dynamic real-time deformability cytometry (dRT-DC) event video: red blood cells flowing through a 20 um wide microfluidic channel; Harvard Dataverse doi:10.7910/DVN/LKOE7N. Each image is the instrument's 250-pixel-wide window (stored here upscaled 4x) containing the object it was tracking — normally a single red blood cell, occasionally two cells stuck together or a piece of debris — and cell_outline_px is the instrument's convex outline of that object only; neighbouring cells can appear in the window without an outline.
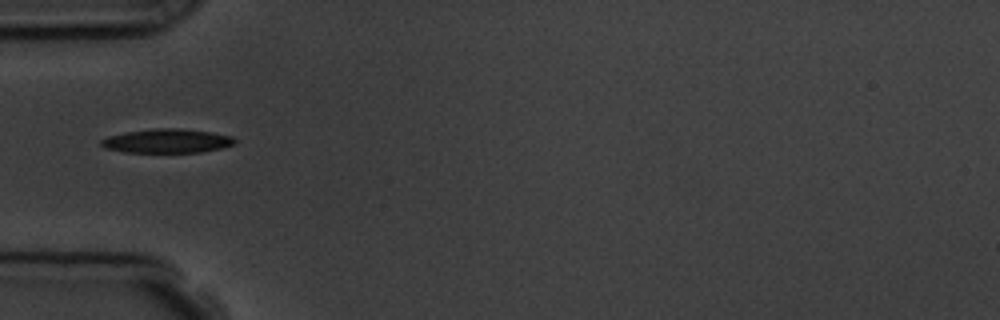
{"species": "common noctule bat (a hibernating species)", "species_latin": "Nyctalus noctula", "temperature_condition": "room temperature", "stored_images_in_passage": 1, "camera_frame_rate_fps": 3000, "um_per_image_px": 0.085, "animal": {"sex": "male", "body_mass_g": 19.5, "forearm_length_mm": 54.6}, "frame": {"image": 1, "passage_image": 1, "time_ms": 0.0, "image_size_px": [1000, 320], "cell_outline_px": [[236, 144], [220, 148], [200, 152], [124, 152], [104, 148], [100, 144], [100, 140], [108, 136], [124, 132], [152, 128], [180, 128], [208, 132], [232, 136], [236, 140]], "centroid_in_image_um": [14.16, 11.97], "position_along_channel_um": 70.8, "area_um2": 18.73}}